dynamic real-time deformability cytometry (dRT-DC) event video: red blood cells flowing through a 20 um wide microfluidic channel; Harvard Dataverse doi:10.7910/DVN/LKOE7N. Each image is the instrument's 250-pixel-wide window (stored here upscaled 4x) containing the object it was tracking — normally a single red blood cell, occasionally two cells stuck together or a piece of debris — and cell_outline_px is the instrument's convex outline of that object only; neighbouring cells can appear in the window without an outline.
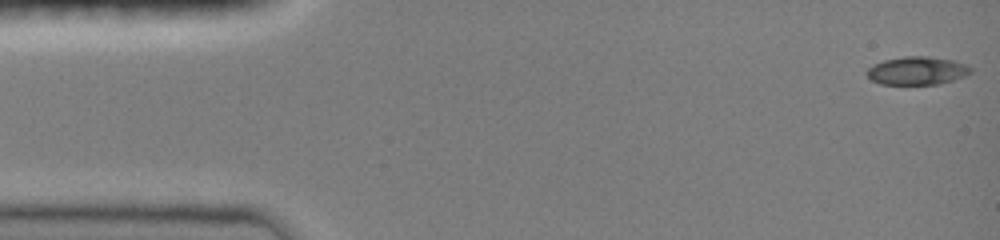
{"species": "common noctule bat (a hibernating species)", "species_latin": "Nyctalus noctula", "temperature_condition": "room temperature", "stored_images_in_passage": 42, "camera_frame_rate_fps": 3000, "um_per_image_px": 0.085, "animal": {"sex": "female", "body_mass_g": 19.0, "forearm_length_mm": 51.5}, "frame": {"image": 1, "passage_image": 1, "time_ms": 0.0, "image_size_px": [1000, 240], "cell_outline_px": [[972, 72], [964, 76], [940, 84], [880, 84], [872, 80], [864, 72], [872, 64], [884, 60], [904, 56], [928, 56], [952, 60], [964, 64], [972, 68]], "centroid_in_image_um": [77.92, 6.0], "position_along_channel_um": 7.1, "area_um2": 17.05}}
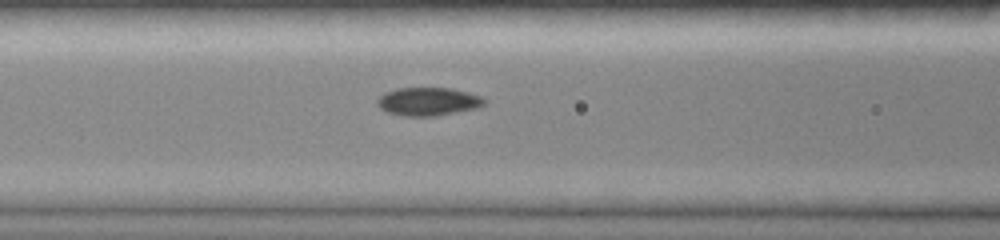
{"frame": {"image": 2, "passage_image": 17, "time_ms": 6.0, "image_size_px": [1000, 240], "cell_outline_px": [[484, 104], [476, 108], [436, 116], [404, 116], [388, 112], [380, 108], [376, 104], [376, 100], [384, 92], [396, 88], [448, 88], [468, 92], [480, 96], [484, 100]], "centroid_in_image_um": [36.34, 8.63], "position_along_channel_um": 130.3, "area_um2": 17.51}}
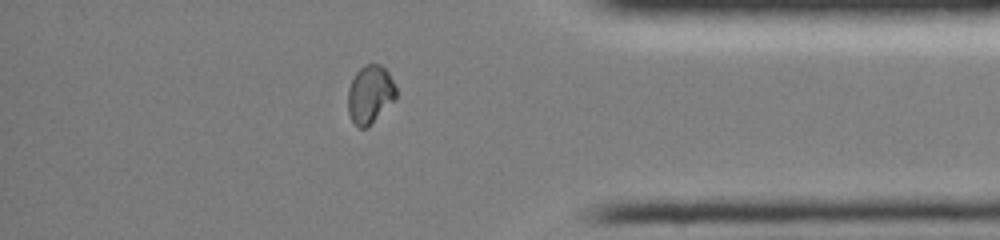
{"frame": {"image": 3, "passage_image": 34, "time_ms": 13.0, "image_size_px": [1000, 240], "cell_outline_px": [[396, 100], [368, 128], [360, 128], [352, 120], [348, 112], [348, 88], [356, 72], [364, 64], [380, 64], [388, 72], [396, 88]], "centroid_in_image_um": [31.47, 8.04], "position_along_channel_um": 403.7, "area_um2": 16.47}}